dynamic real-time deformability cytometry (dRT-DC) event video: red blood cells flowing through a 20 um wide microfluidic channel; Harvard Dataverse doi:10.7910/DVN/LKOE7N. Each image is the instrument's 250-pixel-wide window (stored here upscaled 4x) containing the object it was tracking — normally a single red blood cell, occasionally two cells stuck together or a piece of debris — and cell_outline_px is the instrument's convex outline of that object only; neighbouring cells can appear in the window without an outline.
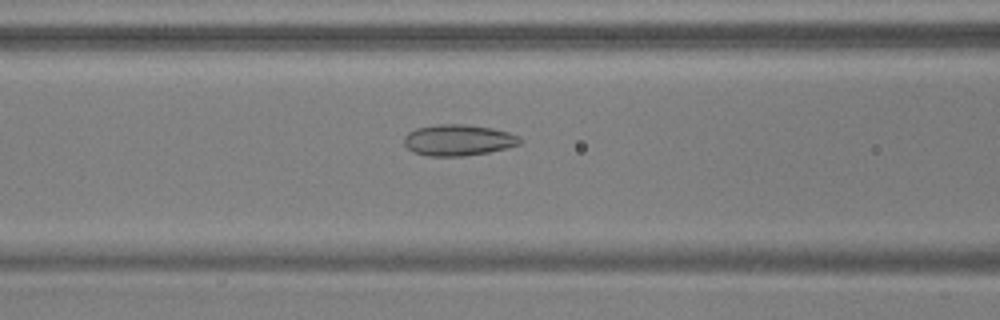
{"species": "common noctule bat (a hibernating species)", "species_latin": "Nyctalus noctula", "temperature_condition": "warm", "stored_images_in_passage": 55, "camera_frame_rate_fps": 3000, "um_per_image_px": 0.085, "animal": {"sex": "male", "body_mass_g": 17.9, "forearm_length_mm": 54.2}, "frame": {"image": 1, "passage_image": 23, "time_ms": 7.333, "image_size_px": [1000, 320], "cell_outline_px": [[524, 140], [520, 144], [508, 148], [488, 152], [464, 156], [428, 156], [412, 152], [404, 144], [404, 136], [408, 132], [416, 128], [440, 124], [464, 124], [492, 128], [508, 132], [520, 136]], "centroid_in_image_um": [38.97, 11.91], "position_along_channel_um": 127.6, "area_um2": 21.21}}
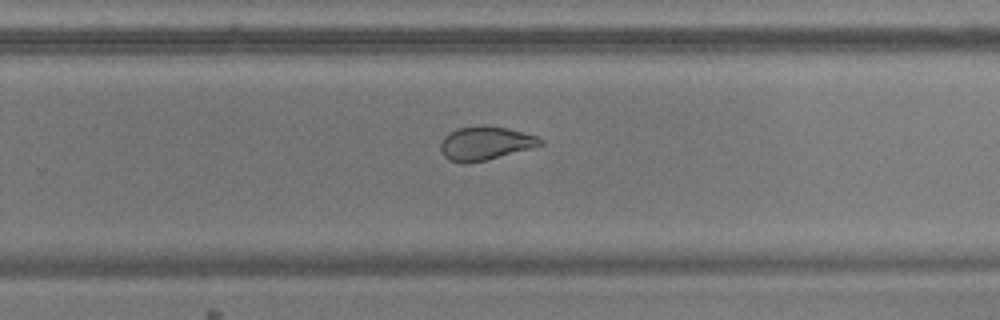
{"frame": {"image": 2, "passage_image": 36, "time_ms": 11.667, "image_size_px": [1000, 320], "cell_outline_px": [[544, 144], [532, 148], [488, 160], [464, 164], [448, 160], [444, 156], [440, 148], [440, 144], [444, 136], [460, 128], [484, 124], [508, 128], [536, 136], [544, 140]], "centroid_in_image_um": [41.26, 12.19], "position_along_channel_um": 288.5, "area_um2": 19.71}}
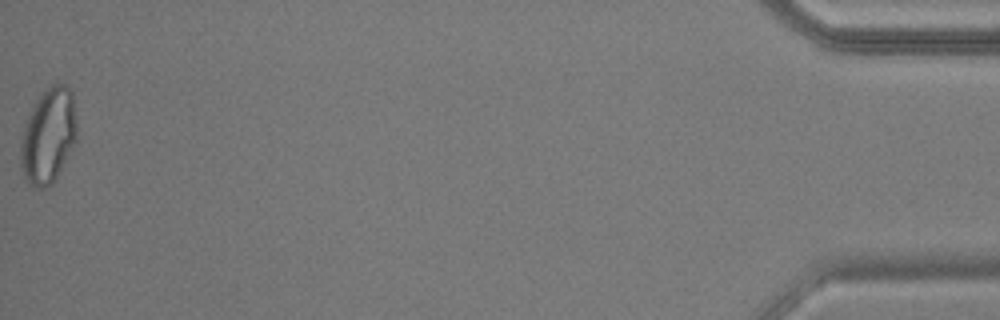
{"frame": {"image": 3, "passage_image": 55, "time_ms": 18.0, "image_size_px": [1000, 320], "cell_outline_px": [[76, 140], [52, 184], [44, 188], [36, 188], [28, 184], [24, 180], [20, 168], [20, 144], [24, 124], [40, 92], [56, 80], [60, 80], [72, 92], [76, 120]], "centroid_in_image_um": [4.07, 11.51], "position_along_channel_um": 431.1, "area_um2": 31.62}, "authors_computed_cell_mechanics": {"area_um2": 23.5824, "velocity_mm_per_s": 3.7201, "shape_relaxation_time_tau1_ms": null, "shape_relaxation_time_tau2_ms": 1.2294, "deformation_change_tau1": null, "deformation_change_tau2": 0.0733}}